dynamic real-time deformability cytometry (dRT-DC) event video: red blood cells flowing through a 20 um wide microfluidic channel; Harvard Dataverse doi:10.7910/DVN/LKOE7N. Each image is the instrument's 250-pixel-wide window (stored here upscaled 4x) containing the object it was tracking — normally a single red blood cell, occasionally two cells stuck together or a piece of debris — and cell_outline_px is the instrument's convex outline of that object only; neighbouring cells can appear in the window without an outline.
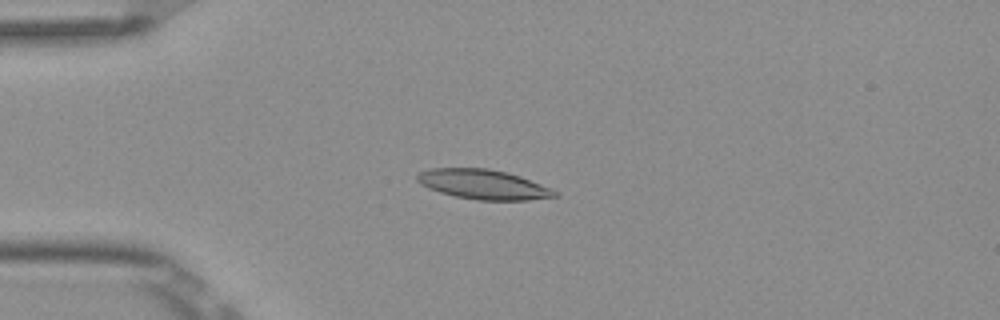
{"species": "Egyptian fruit bat (a non-hibernating species)", "species_latin": "Rousettus aegyptiacus", "temperature_condition": "room temperature", "stored_images_in_passage": 8, "camera_frame_rate_fps": 3000, "um_per_image_px": 0.085, "frame": {"image": 1, "passage_image": 3, "time_ms": 0.667, "image_size_px": [1000, 320], "cell_outline_px": [[560, 196], [528, 200], [476, 200], [456, 196], [440, 192], [428, 188], [420, 184], [416, 180], [416, 176], [420, 172], [432, 168], [488, 168], [520, 176], [552, 188]], "centroid_in_image_um": [41.08, 15.68], "position_along_channel_um": 43.9, "area_um2": 23.76}}
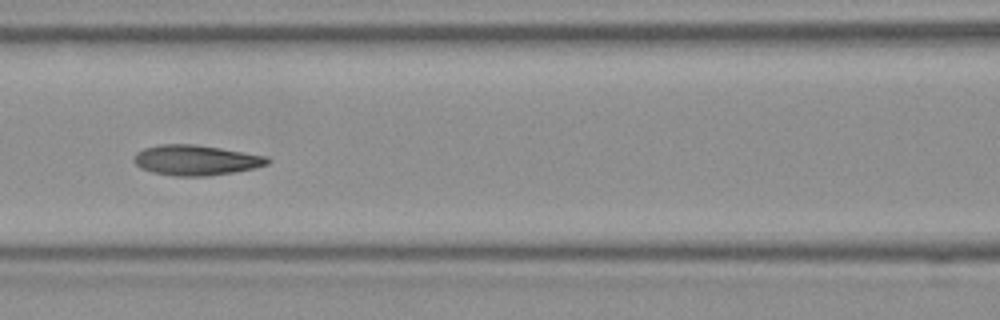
{"frame": {"image": 2, "passage_image": 6, "time_ms": 1.667, "image_size_px": [1000, 320], "cell_outline_px": [[272, 160], [268, 164], [252, 168], [232, 172], [208, 176], [176, 176], [152, 172], [140, 168], [132, 160], [132, 156], [136, 152], [144, 148], [160, 144], [196, 144], [268, 156]], "centroid_in_image_um": [16.62, 13.6], "position_along_channel_um": 150.0, "area_um2": 23.64}}
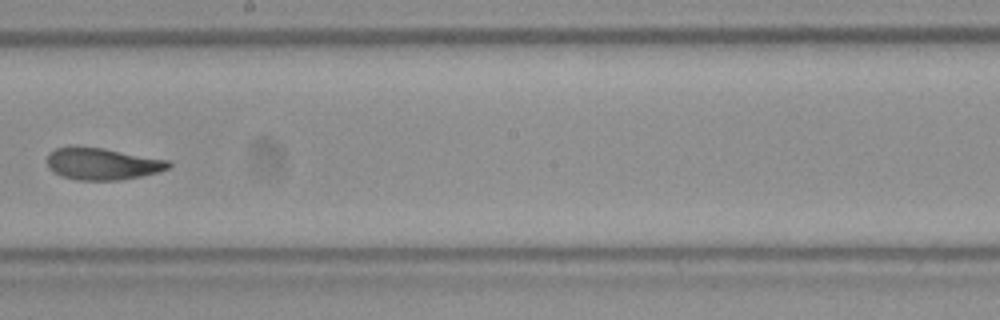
{"frame": {"image": 3, "passage_image": 8, "time_ms": 2.333, "image_size_px": [1000, 320], "cell_outline_px": [[172, 164], [168, 168], [160, 172], [120, 180], [76, 180], [64, 176], [48, 168], [48, 152], [56, 148], [72, 144], [76, 144], [104, 148], [168, 160]], "centroid_in_image_um": [8.67, 13.89], "position_along_channel_um": 239.5, "area_um2": 22.89}}